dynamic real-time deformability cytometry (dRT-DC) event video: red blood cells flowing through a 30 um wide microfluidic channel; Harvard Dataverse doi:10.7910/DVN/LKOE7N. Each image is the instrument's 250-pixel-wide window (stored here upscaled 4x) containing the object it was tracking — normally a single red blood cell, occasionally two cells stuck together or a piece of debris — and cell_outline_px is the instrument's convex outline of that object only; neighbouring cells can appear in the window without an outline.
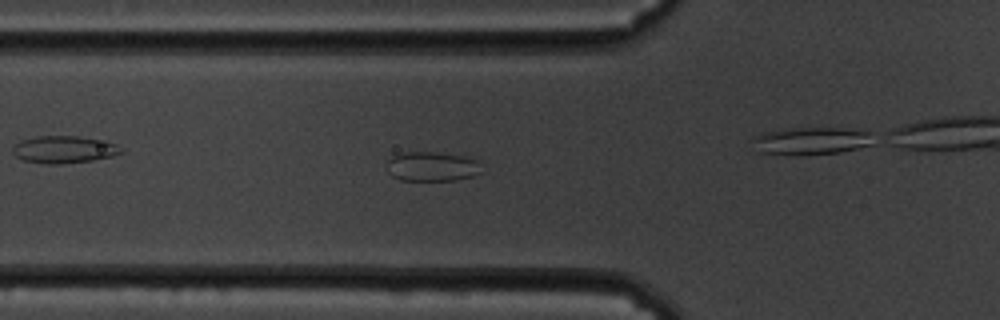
{"species": "common noctule bat (a hibernating species)", "species_latin": "Nyctalus noctula", "temperature_condition": "cold", "stored_images_in_passage": 47, "camera_frame_rate_fps": 3000, "um_per_image_px": 0.085, "animal": {"sex": "male", "body_mass_g": 19.5, "forearm_length_mm": 54.6}, "frame": {"image": 1, "passage_image": 21, "time_ms": 6.667, "image_size_px": [1000, 320], "cell_outline_px": [[484, 172], [472, 176], [456, 180], [400, 180], [392, 176], [388, 172], [388, 160], [392, 156], [400, 152], [432, 152], [464, 156], [476, 160]], "centroid_in_image_um": [36.72, 14.15], "position_along_channel_um": 89.1, "area_um2": 16.3}}